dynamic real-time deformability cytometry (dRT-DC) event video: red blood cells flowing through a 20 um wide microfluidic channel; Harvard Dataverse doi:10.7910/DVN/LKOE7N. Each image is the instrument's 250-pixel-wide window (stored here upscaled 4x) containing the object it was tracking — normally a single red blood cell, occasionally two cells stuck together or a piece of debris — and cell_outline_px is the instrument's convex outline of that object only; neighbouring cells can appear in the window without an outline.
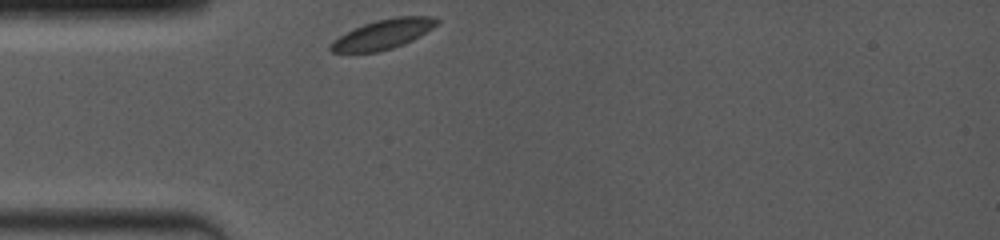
{"species": "common noctule bat (a hibernating species)", "species_latin": "Nyctalus noctula", "temperature_condition": "room temperature", "stored_images_in_passage": 25, "camera_frame_rate_fps": 4000, "um_per_image_px": 0.085, "animal": {"sex": "female", "body_mass_g": 19.0, "forearm_length_mm": 53.3}, "frame": {"image": 1, "passage_image": 1, "time_ms": 0.0, "image_size_px": [1000, 240], "cell_outline_px": [[440, 20], [432, 28], [420, 36], [404, 44], [392, 48], [376, 52], [332, 52], [328, 48], [332, 40], [364, 24], [376, 20], [396, 16], [436, 16]], "centroid_in_image_um": [32.59, 2.9], "position_along_channel_um": 52.4, "area_um2": 18.21}}
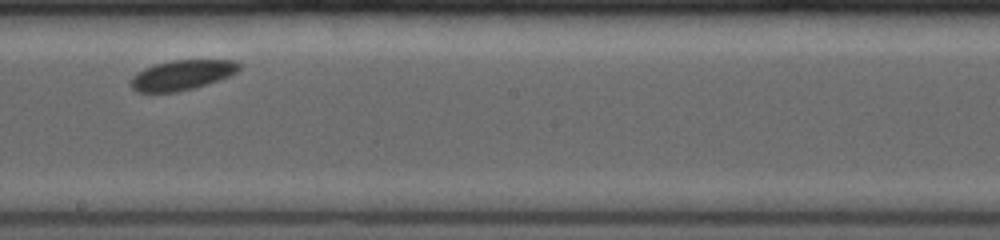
{"frame": {"image": 2, "passage_image": 15, "time_ms": 5.0, "image_size_px": [1000, 240], "cell_outline_px": [[240, 68], [236, 72], [228, 76], [208, 84], [176, 92], [136, 92], [132, 88], [132, 80], [144, 68], [156, 64], [172, 60], [232, 60], [240, 64]], "centroid_in_image_um": [15.5, 6.38], "position_along_channel_um": 232.7, "area_um2": 18.5}}
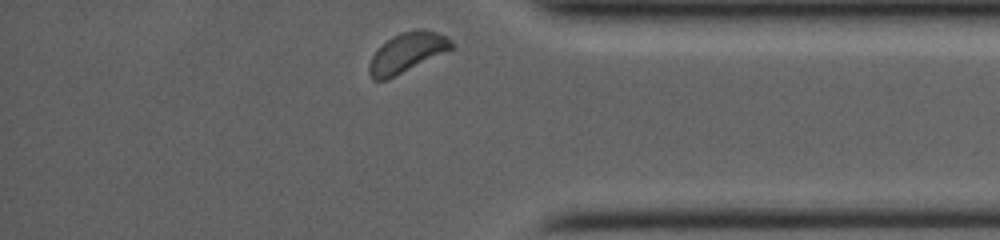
{"frame": {"image": 3, "passage_image": 25, "time_ms": 9.5, "image_size_px": [1000, 240], "cell_outline_px": [[456, 44], [452, 48], [388, 80], [372, 80], [368, 72], [368, 64], [372, 56], [392, 36], [400, 32], [416, 28], [420, 28], [436, 32], [448, 36]], "centroid_in_image_um": [34.6, 4.46], "position_along_channel_um": 400.6, "area_um2": 19.02}}